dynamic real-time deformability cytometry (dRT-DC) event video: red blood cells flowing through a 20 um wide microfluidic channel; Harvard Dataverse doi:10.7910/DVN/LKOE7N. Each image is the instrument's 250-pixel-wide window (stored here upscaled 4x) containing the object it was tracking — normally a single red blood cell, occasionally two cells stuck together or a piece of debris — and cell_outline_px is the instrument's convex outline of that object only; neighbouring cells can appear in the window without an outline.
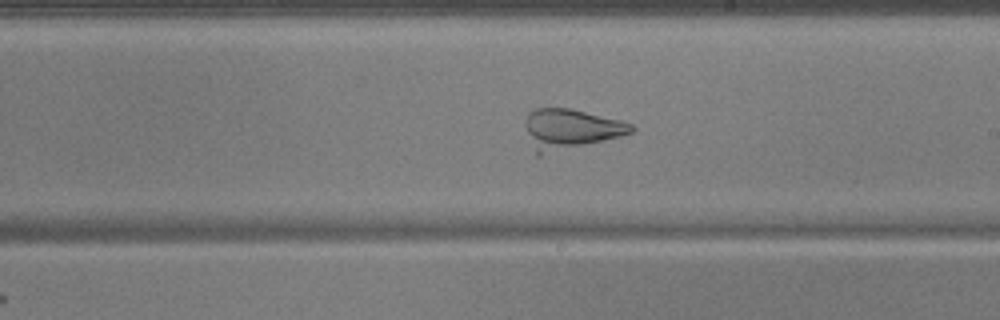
{"species": "common noctule bat (a hibernating species)", "species_latin": "Nyctalus noctula", "temperature_condition": "warm", "stored_images_in_passage": 53, "camera_frame_rate_fps": 3000, "um_per_image_px": 0.085, "animal": {"sex": "male", "body_mass_g": 17.9, "forearm_length_mm": 54.2}, "frame": {"image": 1, "passage_image": 31, "time_ms": 10.0, "image_size_px": [1000, 320], "cell_outline_px": [[636, 128], [632, 132], [620, 136], [540, 156], [536, 156], [524, 124], [524, 120], [528, 112], [536, 108], [568, 108], [620, 120], [632, 124]], "centroid_in_image_um": [48.44, 10.98], "position_along_channel_um": 240.6, "area_um2": 24.68}}